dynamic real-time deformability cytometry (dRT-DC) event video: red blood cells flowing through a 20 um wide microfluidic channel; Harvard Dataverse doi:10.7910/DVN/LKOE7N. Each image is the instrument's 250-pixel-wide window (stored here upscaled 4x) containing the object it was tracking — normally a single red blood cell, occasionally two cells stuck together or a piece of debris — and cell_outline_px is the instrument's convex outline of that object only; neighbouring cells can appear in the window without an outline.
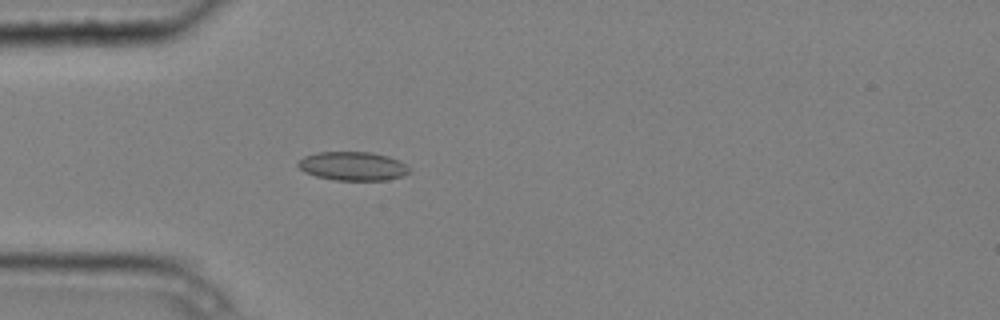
{"species": "common noctule bat (a hibernating species)", "species_latin": "Nyctalus noctula", "temperature_condition": "cold", "stored_images_in_passage": 5, "camera_frame_rate_fps": 3000, "um_per_image_px": 0.085, "animal": {"sex": "male", "body_mass_g": 20.4}, "frame": {"image": 1, "passage_image": 5, "time_ms": 1.333, "image_size_px": [1000, 320], "cell_outline_px": [[412, 172], [404, 176], [388, 180], [336, 180], [316, 176], [304, 172], [296, 164], [304, 156], [316, 152], [372, 152], [388, 156], [400, 160]], "centroid_in_image_um": [30.01, 14.12], "position_along_channel_um": 55.0, "area_um2": 18.79}}